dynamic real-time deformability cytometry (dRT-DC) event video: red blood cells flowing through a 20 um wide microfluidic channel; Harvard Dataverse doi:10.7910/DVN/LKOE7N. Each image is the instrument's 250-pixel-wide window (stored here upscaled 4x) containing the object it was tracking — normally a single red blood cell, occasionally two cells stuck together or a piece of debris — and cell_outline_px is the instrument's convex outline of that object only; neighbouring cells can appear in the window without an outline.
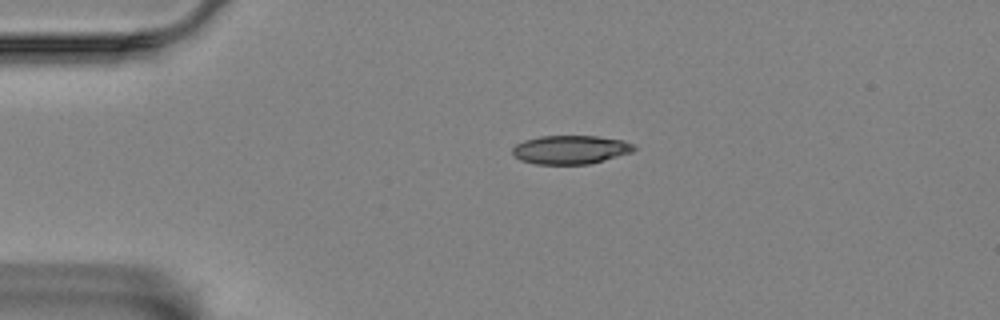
{"species": "Egyptian fruit bat (a non-hibernating species)", "species_latin": "Rousettus aegyptiacus", "temperature_condition": "room temperature", "stored_images_in_passage": 35, "camera_frame_rate_fps": 3000, "um_per_image_px": 0.085, "animal": {"sex": "female"}, "frame": {"image": 1, "passage_image": 1, "time_ms": 0.0, "image_size_px": [1000, 320], "cell_outline_px": [[636, 148], [632, 152], [604, 160], [588, 164], [536, 164], [520, 160], [512, 152], [512, 148], [516, 144], [524, 140], [540, 136], [596, 136], [624, 140], [636, 144]], "centroid_in_image_um": [48.51, 12.71], "position_along_channel_um": 36.5, "area_um2": 20.35}}
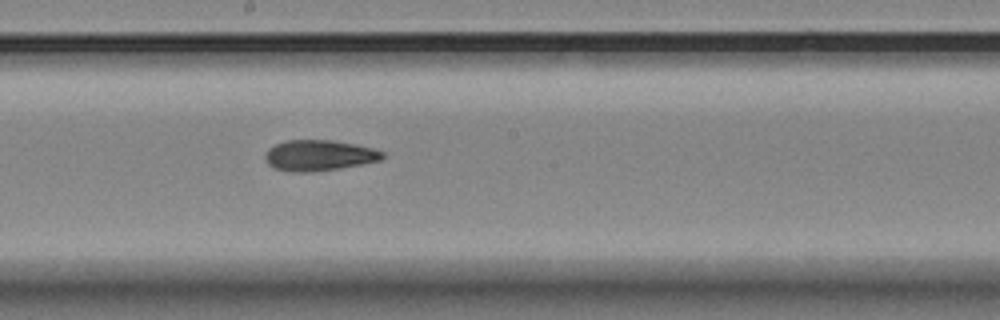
{"frame": {"image": 2, "passage_image": 20, "time_ms": 6.333, "image_size_px": [1000, 320], "cell_outline_px": [[384, 156], [380, 160], [340, 168], [308, 172], [292, 172], [272, 168], [264, 160], [264, 152], [268, 148], [284, 140], [332, 140], [356, 144], [372, 148], [384, 152]], "centroid_in_image_um": [27.05, 13.2], "position_along_channel_um": 221.1, "area_um2": 21.15}}
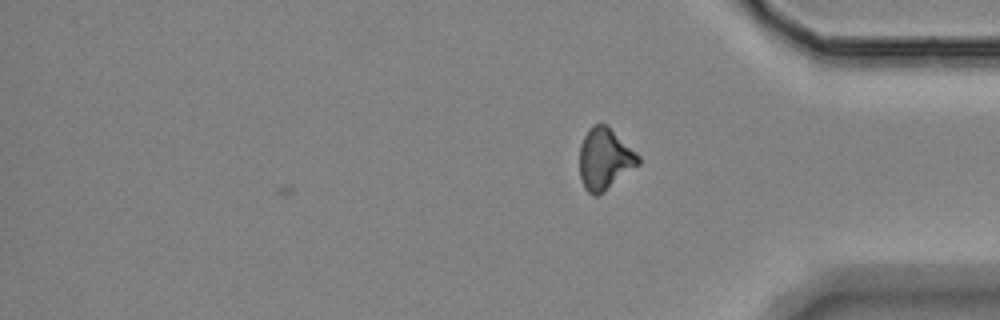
{"frame": {"image": 3, "passage_image": 35, "time_ms": 11.333, "image_size_px": [1000, 320], "cell_outline_px": [[640, 164], [604, 192], [596, 196], [592, 196], [584, 188], [580, 176], [580, 144], [584, 136], [592, 124], [604, 124], [636, 152], [640, 156]], "centroid_in_image_um": [51.39, 13.55], "position_along_channel_um": 383.8, "area_um2": 20.87}, "authors_computed_cell_mechanics": {"area_um2": 20.8658, "velocity_mm_per_s": 3.4586, "shape_relaxation_time_tau1_ms": null, "shape_relaxation_time_tau2_ms": 4.8078, "deformation_change_tau1": null, "deformation_change_tau2": 0.1174}}